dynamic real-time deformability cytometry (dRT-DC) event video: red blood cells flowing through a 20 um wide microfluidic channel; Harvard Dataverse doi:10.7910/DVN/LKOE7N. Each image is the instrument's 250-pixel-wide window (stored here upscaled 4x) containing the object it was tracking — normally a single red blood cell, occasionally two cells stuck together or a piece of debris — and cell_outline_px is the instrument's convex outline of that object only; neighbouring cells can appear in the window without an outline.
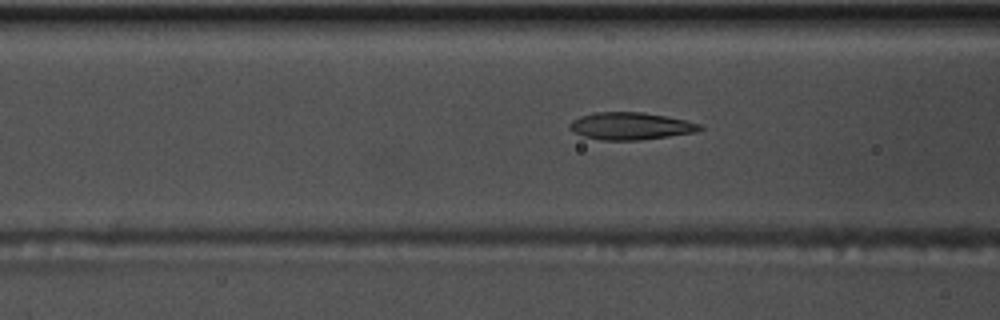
{"species": "common noctule bat (a hibernating species)", "species_latin": "Nyctalus noctula", "temperature_condition": "warm", "stored_images_in_passage": 54, "camera_frame_rate_fps": 3000, "um_per_image_px": 0.085, "animal": {"sex": "male", "body_mass_g": 17.5, "forearm_length_mm": 52.3}, "frame": {"image": 1, "passage_image": 20, "time_ms": 6.333, "image_size_px": [1000, 320], "cell_outline_px": [[704, 128], [692, 132], [668, 136], [640, 140], [600, 140], [584, 136], [568, 128], [568, 124], [572, 120], [580, 116], [596, 112], [640, 112], [664, 116], [684, 120], [700, 124]], "centroid_in_image_um": [53.54, 10.71], "position_along_channel_um": 113.1, "area_um2": 20.4}}
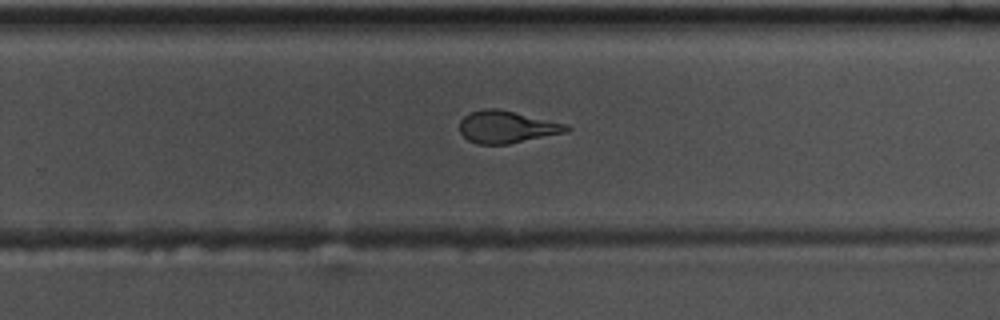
{"frame": {"image": 2, "passage_image": 34, "time_ms": 11.0, "image_size_px": [1000, 320], "cell_outline_px": [[572, 128], [568, 132], [508, 144], [476, 144], [468, 140], [460, 132], [460, 120], [464, 116], [472, 112], [484, 108], [496, 108], [568, 124]], "centroid_in_image_um": [43.09, 10.8], "position_along_channel_um": 286.7, "area_um2": 20.06}}
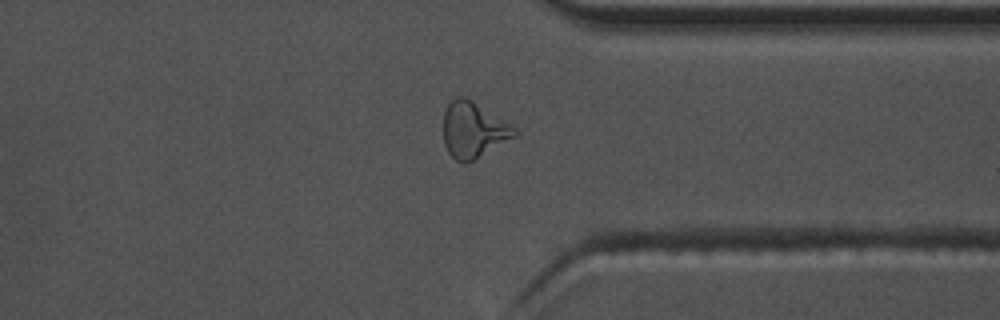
{"frame": {"image": 3, "passage_image": 41, "time_ms": 13.333, "image_size_px": [1000, 320], "cell_outline_px": [[520, 132], [516, 136], [472, 160], [464, 164], [456, 160], [448, 152], [444, 144], [444, 112], [448, 104], [456, 96], [464, 96], [512, 124]], "centroid_in_image_um": [40.24, 11.03], "position_along_channel_um": 371.2, "area_um2": 22.95}, "authors_computed_cell_mechanics": {"area_um2": 20.7791, "velocity_mm_per_s": 3.7295, "shape_relaxation_time_tau1_ms": 6.3098, "shape_relaxation_time_tau2_ms": 1.2709, "deformation_change_tau1": 0.2139, "deformation_change_tau2": 0.0918}}